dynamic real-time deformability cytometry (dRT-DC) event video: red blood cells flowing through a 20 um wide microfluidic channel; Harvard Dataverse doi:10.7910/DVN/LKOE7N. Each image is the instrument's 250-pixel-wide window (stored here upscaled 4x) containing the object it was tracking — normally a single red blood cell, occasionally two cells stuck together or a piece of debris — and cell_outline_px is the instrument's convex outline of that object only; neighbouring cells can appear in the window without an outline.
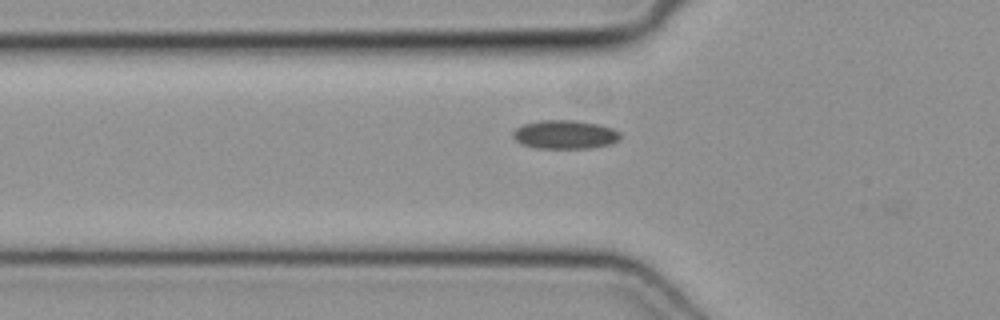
{"species": "common noctule bat (a hibernating species)", "species_latin": "Nyctalus noctula", "temperature_condition": "cold", "stored_images_in_passage": 35, "camera_frame_rate_fps": 3000, "um_per_image_px": 0.085, "animal": {"sex": "female", "body_mass_g": 19.3, "forearm_length_mm": 54.1}, "frame": {"image": 1, "passage_image": 4, "time_ms": 1.0, "image_size_px": [1000, 320], "cell_outline_px": [[620, 140], [608, 144], [588, 148], [536, 148], [520, 144], [512, 136], [512, 132], [516, 128], [524, 124], [540, 120], [576, 120], [600, 124], [612, 128], [620, 132]], "centroid_in_image_um": [48.01, 11.43], "position_along_channel_um": 77.8, "area_um2": 18.03}}
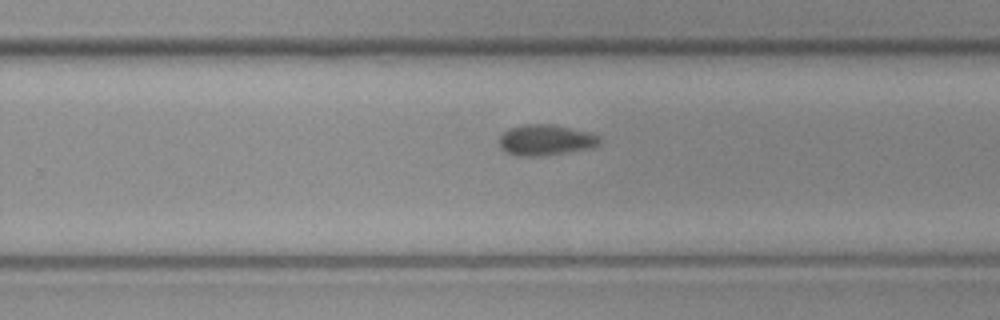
{"frame": {"image": 2, "passage_image": 19, "time_ms": 6.0, "image_size_px": [1000, 320], "cell_outline_px": [[600, 144], [592, 148], [544, 156], [516, 156], [504, 152], [500, 148], [500, 136], [508, 128], [524, 124], [552, 124], [588, 132], [600, 136]], "centroid_in_image_um": [46.36, 11.91], "position_along_channel_um": 283.4, "area_um2": 18.21}}
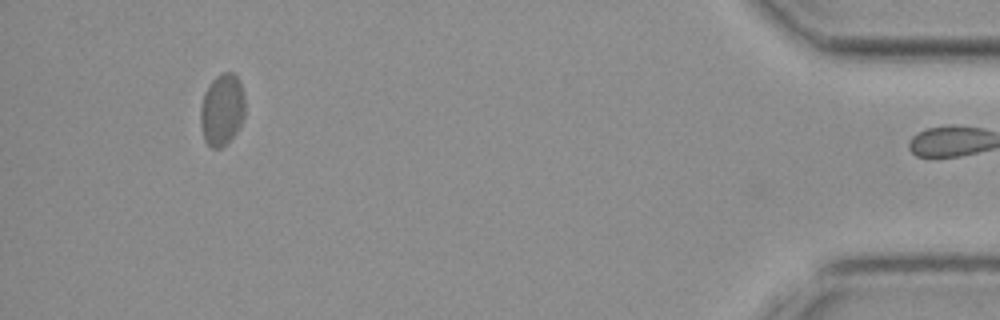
{"frame": {"image": 3, "passage_image": 34, "time_ms": 11.0, "image_size_px": [1000, 320], "cell_outline_px": [[244, 116], [236, 132], [220, 148], [212, 148], [204, 140], [200, 124], [200, 108], [204, 92], [212, 80], [216, 76], [224, 72], [232, 72], [240, 80], [244, 92]], "centroid_in_image_um": [18.86, 9.29], "position_along_channel_um": 416.3, "area_um2": 18.61}}